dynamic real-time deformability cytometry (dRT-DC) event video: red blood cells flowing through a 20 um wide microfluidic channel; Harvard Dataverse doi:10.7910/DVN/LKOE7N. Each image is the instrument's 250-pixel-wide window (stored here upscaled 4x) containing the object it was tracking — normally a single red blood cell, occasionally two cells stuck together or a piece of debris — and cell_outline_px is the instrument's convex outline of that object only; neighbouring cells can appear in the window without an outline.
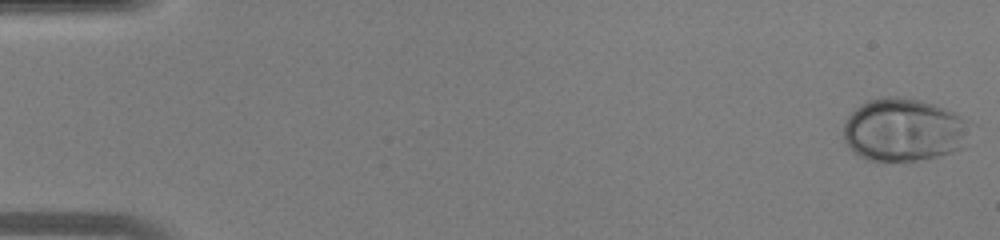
{"species": "human", "species_latin": "Homo sapiens", "temperature_condition": "warm", "stored_images_in_passage": 46, "camera_frame_rate_fps": 3000, "um_per_image_px": 0.085, "donor": {"sex": "male"}, "frame": {"image": 1, "passage_image": 1, "time_ms": 0.0, "image_size_px": [1000, 240], "cell_outline_px": [[968, 124], [960, 148], [952, 152], [936, 156], [916, 160], [868, 160], [852, 152], [844, 144], [844, 120], [860, 104], [868, 100], [888, 96], [896, 96], [920, 100], [944, 108], [968, 120]], "centroid_in_image_um": [76.72, 11.03], "position_along_channel_um": 8.3, "area_um2": 45.89}}
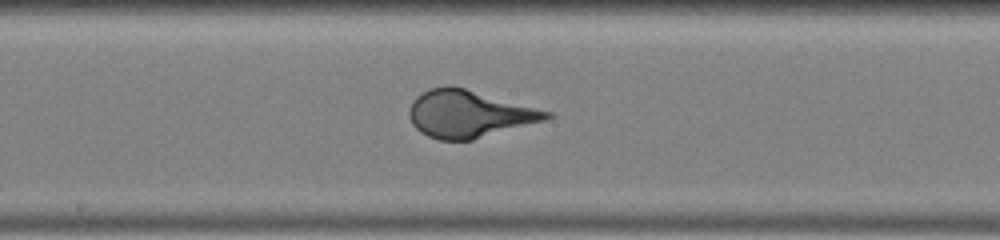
{"frame": {"image": 2, "passage_image": 25, "time_ms": 8.0, "image_size_px": [1000, 240], "cell_outline_px": [[552, 116], [548, 120], [472, 140], [440, 140], [428, 136], [420, 132], [412, 124], [408, 116], [408, 108], [412, 100], [416, 96], [428, 88], [448, 84], [452, 84], [552, 112]], "centroid_in_image_um": [39.83, 9.66], "position_along_channel_um": 208.4, "area_um2": 38.26}}
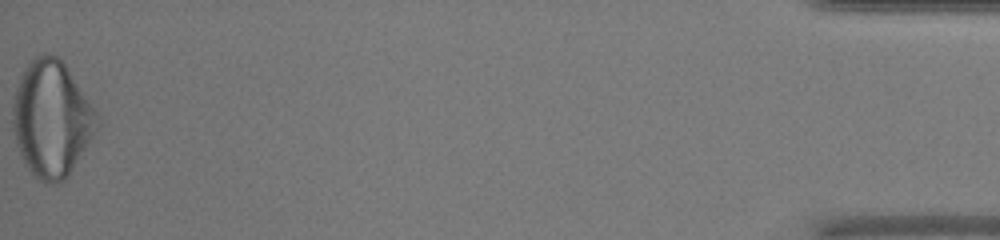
{"frame": {"image": 3, "passage_image": 46, "time_ms": 15.0, "image_size_px": [1000, 240], "cell_outline_px": [[104, 120], [68, 176], [64, 180], [56, 184], [48, 184], [40, 180], [28, 168], [16, 144], [12, 128], [12, 104], [16, 88], [20, 76], [28, 64], [36, 56], [44, 52], [48, 52], [56, 56], [64, 64], [96, 108]], "centroid_in_image_um": [4.42, 10.1], "position_along_channel_um": 430.8, "area_um2": 57.51}}